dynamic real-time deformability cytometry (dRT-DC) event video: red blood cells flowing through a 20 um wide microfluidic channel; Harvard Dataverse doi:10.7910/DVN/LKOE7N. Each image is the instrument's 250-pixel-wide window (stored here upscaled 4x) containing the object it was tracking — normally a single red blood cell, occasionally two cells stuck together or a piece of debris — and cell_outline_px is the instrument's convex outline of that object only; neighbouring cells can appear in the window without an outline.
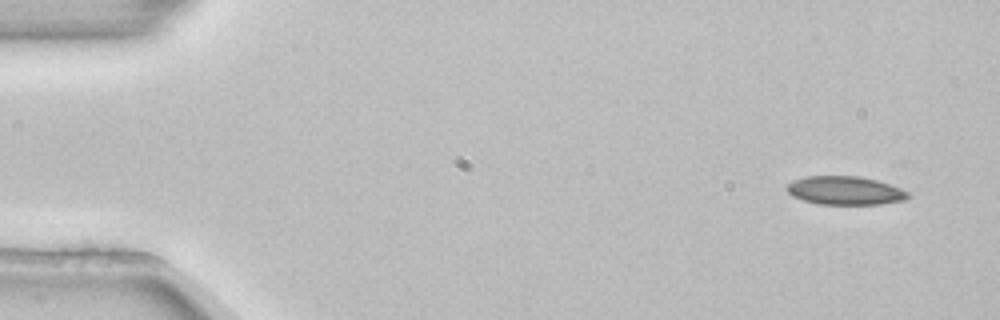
{"species": "common noctule bat (a hibernating species)", "species_latin": "Nyctalus noctula", "temperature_condition": "room temperature", "stored_images_in_passage": 5, "camera_frame_rate_fps": 3000, "um_per_image_px": 0.085, "animal": {"sex": "female", "body_mass_g": 22.7, "forearm_length_mm": 54.2}, "frame": {"image": 1, "passage_image": 1, "time_ms": 0.0, "image_size_px": [1000, 320], "cell_outline_px": [[912, 196], [904, 200], [880, 204], [820, 204], [804, 200], [792, 196], [784, 188], [792, 180], [804, 176], [860, 176], [876, 180], [900, 188], [908, 192]], "centroid_in_image_um": [71.81, 16.19], "position_along_channel_um": 13.2, "area_um2": 20.17}}
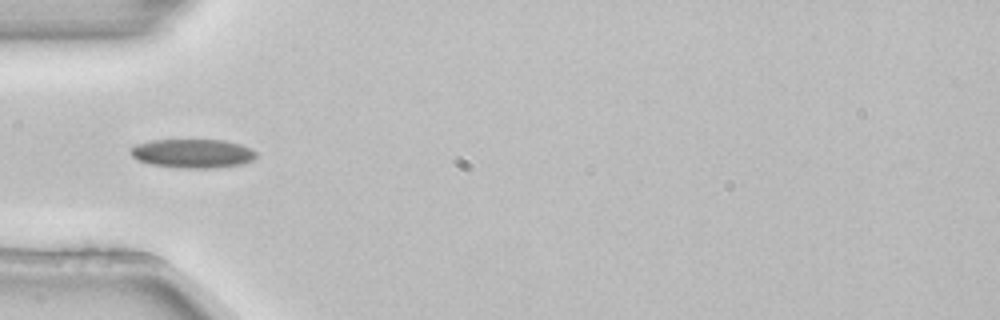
{"frame": {"image": 2, "passage_image": 4, "time_ms": 1.0, "image_size_px": [1000, 320], "cell_outline_px": [[256, 156], [252, 160], [244, 164], [216, 168], [180, 168], [152, 164], [136, 160], [132, 156], [128, 148], [136, 144], [152, 140], [224, 140], [240, 144], [252, 148], [256, 152]], "centroid_in_image_um": [16.37, 13.04], "position_along_channel_um": 68.6, "area_um2": 21.39}}